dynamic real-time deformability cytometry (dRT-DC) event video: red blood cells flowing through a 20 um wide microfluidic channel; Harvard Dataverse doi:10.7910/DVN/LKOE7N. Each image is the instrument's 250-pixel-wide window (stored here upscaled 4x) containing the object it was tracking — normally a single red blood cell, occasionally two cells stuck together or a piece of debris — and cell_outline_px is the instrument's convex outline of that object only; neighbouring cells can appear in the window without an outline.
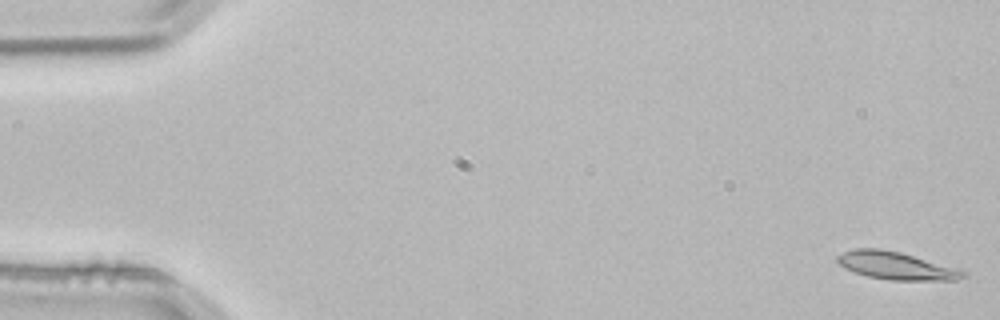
{"species": "common noctule bat (a hibernating species)", "species_latin": "Nyctalus noctula", "temperature_condition": "room temperature", "stored_images_in_passage": 4, "camera_frame_rate_fps": 3000, "um_per_image_px": 0.085, "animal": {"sex": "male", "body_mass_g": 21.5, "forearm_length_mm": 52.0}, "frame": {"image": 1, "passage_image": 1, "time_ms": 0.0, "image_size_px": [1000, 320], "cell_outline_px": [[968, 272], [964, 276], [956, 280], [892, 280], [868, 276], [856, 272], [840, 264], [836, 260], [836, 256], [844, 252], [856, 248], [880, 248], [900, 252], [964, 268]], "centroid_in_image_um": [76.29, 22.57], "position_along_channel_um": 8.7, "area_um2": 20.46}}
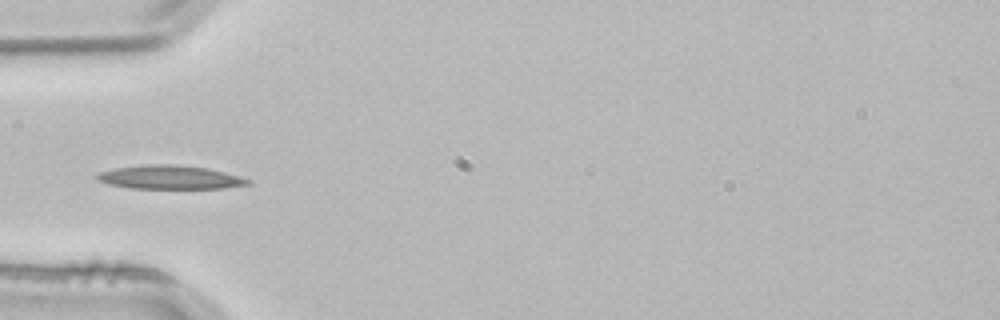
{"frame": {"image": 2, "passage_image": 4, "time_ms": 1.0, "image_size_px": [1000, 320], "cell_outline_px": [[252, 184], [224, 188], [128, 188], [108, 184], [96, 180], [92, 176], [100, 172], [116, 168], [144, 164], [176, 164], [208, 168], [224, 172], [252, 180]], "centroid_in_image_um": [14.41, 15.06], "position_along_channel_um": 70.6, "area_um2": 20.98}}